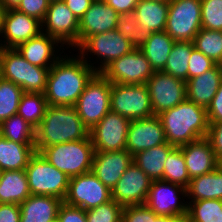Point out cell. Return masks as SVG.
I'll return each mask as SVG.
<instances>
[{"mask_svg": "<svg viewBox=\"0 0 222 222\" xmlns=\"http://www.w3.org/2000/svg\"><path fill=\"white\" fill-rule=\"evenodd\" d=\"M175 41L166 31L151 32L146 43L139 48L154 71H162Z\"/></svg>", "mask_w": 222, "mask_h": 222, "instance_id": "obj_31", "label": "cell"}, {"mask_svg": "<svg viewBox=\"0 0 222 222\" xmlns=\"http://www.w3.org/2000/svg\"><path fill=\"white\" fill-rule=\"evenodd\" d=\"M94 152L89 135L83 140L45 147L39 153L50 164L72 178L91 171Z\"/></svg>", "mask_w": 222, "mask_h": 222, "instance_id": "obj_5", "label": "cell"}, {"mask_svg": "<svg viewBox=\"0 0 222 222\" xmlns=\"http://www.w3.org/2000/svg\"><path fill=\"white\" fill-rule=\"evenodd\" d=\"M47 107L48 103L43 93L24 92L17 114L36 129L43 120Z\"/></svg>", "mask_w": 222, "mask_h": 222, "instance_id": "obj_33", "label": "cell"}, {"mask_svg": "<svg viewBox=\"0 0 222 222\" xmlns=\"http://www.w3.org/2000/svg\"><path fill=\"white\" fill-rule=\"evenodd\" d=\"M50 68L29 63L16 48H0V77L20 86L24 92H45Z\"/></svg>", "mask_w": 222, "mask_h": 222, "instance_id": "obj_4", "label": "cell"}, {"mask_svg": "<svg viewBox=\"0 0 222 222\" xmlns=\"http://www.w3.org/2000/svg\"><path fill=\"white\" fill-rule=\"evenodd\" d=\"M179 194L186 197V188L164 180H154L151 182L145 205L158 216L186 215L188 202L180 201Z\"/></svg>", "mask_w": 222, "mask_h": 222, "instance_id": "obj_16", "label": "cell"}, {"mask_svg": "<svg viewBox=\"0 0 222 222\" xmlns=\"http://www.w3.org/2000/svg\"><path fill=\"white\" fill-rule=\"evenodd\" d=\"M111 83L146 84L154 70L140 49L113 60L100 72Z\"/></svg>", "mask_w": 222, "mask_h": 222, "instance_id": "obj_10", "label": "cell"}, {"mask_svg": "<svg viewBox=\"0 0 222 222\" xmlns=\"http://www.w3.org/2000/svg\"><path fill=\"white\" fill-rule=\"evenodd\" d=\"M166 142L163 125L158 115L131 120L128 128L126 150L132 156Z\"/></svg>", "mask_w": 222, "mask_h": 222, "instance_id": "obj_19", "label": "cell"}, {"mask_svg": "<svg viewBox=\"0 0 222 222\" xmlns=\"http://www.w3.org/2000/svg\"><path fill=\"white\" fill-rule=\"evenodd\" d=\"M35 153V144H21L0 135V168L3 171L25 170Z\"/></svg>", "mask_w": 222, "mask_h": 222, "instance_id": "obj_28", "label": "cell"}, {"mask_svg": "<svg viewBox=\"0 0 222 222\" xmlns=\"http://www.w3.org/2000/svg\"><path fill=\"white\" fill-rule=\"evenodd\" d=\"M146 85L154 115H159L186 99V81L163 71H154Z\"/></svg>", "mask_w": 222, "mask_h": 222, "instance_id": "obj_14", "label": "cell"}, {"mask_svg": "<svg viewBox=\"0 0 222 222\" xmlns=\"http://www.w3.org/2000/svg\"><path fill=\"white\" fill-rule=\"evenodd\" d=\"M3 13H4V10H3L2 6L0 5V35H1V31H2V17H3Z\"/></svg>", "mask_w": 222, "mask_h": 222, "instance_id": "obj_53", "label": "cell"}, {"mask_svg": "<svg viewBox=\"0 0 222 222\" xmlns=\"http://www.w3.org/2000/svg\"><path fill=\"white\" fill-rule=\"evenodd\" d=\"M42 32V22L37 18L28 16L16 9L4 10L2 17L1 36L5 38L0 42V48H17L30 38Z\"/></svg>", "mask_w": 222, "mask_h": 222, "instance_id": "obj_18", "label": "cell"}, {"mask_svg": "<svg viewBox=\"0 0 222 222\" xmlns=\"http://www.w3.org/2000/svg\"><path fill=\"white\" fill-rule=\"evenodd\" d=\"M222 81L221 65L186 81V98L207 109Z\"/></svg>", "mask_w": 222, "mask_h": 222, "instance_id": "obj_24", "label": "cell"}, {"mask_svg": "<svg viewBox=\"0 0 222 222\" xmlns=\"http://www.w3.org/2000/svg\"><path fill=\"white\" fill-rule=\"evenodd\" d=\"M23 93L20 86L0 77V124L17 114Z\"/></svg>", "mask_w": 222, "mask_h": 222, "instance_id": "obj_39", "label": "cell"}, {"mask_svg": "<svg viewBox=\"0 0 222 222\" xmlns=\"http://www.w3.org/2000/svg\"><path fill=\"white\" fill-rule=\"evenodd\" d=\"M35 130L18 114L12 115L0 124L2 137L21 144H35Z\"/></svg>", "mask_w": 222, "mask_h": 222, "instance_id": "obj_34", "label": "cell"}, {"mask_svg": "<svg viewBox=\"0 0 222 222\" xmlns=\"http://www.w3.org/2000/svg\"><path fill=\"white\" fill-rule=\"evenodd\" d=\"M206 110L208 122H222V81Z\"/></svg>", "mask_w": 222, "mask_h": 222, "instance_id": "obj_47", "label": "cell"}, {"mask_svg": "<svg viewBox=\"0 0 222 222\" xmlns=\"http://www.w3.org/2000/svg\"><path fill=\"white\" fill-rule=\"evenodd\" d=\"M115 30L129 40L136 49L141 48L151 34L149 30L138 24L134 11L119 14Z\"/></svg>", "mask_w": 222, "mask_h": 222, "instance_id": "obj_35", "label": "cell"}, {"mask_svg": "<svg viewBox=\"0 0 222 222\" xmlns=\"http://www.w3.org/2000/svg\"><path fill=\"white\" fill-rule=\"evenodd\" d=\"M2 172H3V170L0 168V178H1Z\"/></svg>", "mask_w": 222, "mask_h": 222, "instance_id": "obj_55", "label": "cell"}, {"mask_svg": "<svg viewBox=\"0 0 222 222\" xmlns=\"http://www.w3.org/2000/svg\"><path fill=\"white\" fill-rule=\"evenodd\" d=\"M58 43L60 42L57 39L41 32L38 36L20 44L16 49L29 63L51 68L61 58L55 55L57 51L54 49L59 46Z\"/></svg>", "mask_w": 222, "mask_h": 222, "instance_id": "obj_23", "label": "cell"}, {"mask_svg": "<svg viewBox=\"0 0 222 222\" xmlns=\"http://www.w3.org/2000/svg\"><path fill=\"white\" fill-rule=\"evenodd\" d=\"M109 6H111L117 13L132 12L139 0H104Z\"/></svg>", "mask_w": 222, "mask_h": 222, "instance_id": "obj_50", "label": "cell"}, {"mask_svg": "<svg viewBox=\"0 0 222 222\" xmlns=\"http://www.w3.org/2000/svg\"><path fill=\"white\" fill-rule=\"evenodd\" d=\"M118 15L104 0H95L79 20L78 46L89 36L114 30Z\"/></svg>", "mask_w": 222, "mask_h": 222, "instance_id": "obj_21", "label": "cell"}, {"mask_svg": "<svg viewBox=\"0 0 222 222\" xmlns=\"http://www.w3.org/2000/svg\"><path fill=\"white\" fill-rule=\"evenodd\" d=\"M157 217L145 204L133 205L123 208L122 222H153Z\"/></svg>", "mask_w": 222, "mask_h": 222, "instance_id": "obj_43", "label": "cell"}, {"mask_svg": "<svg viewBox=\"0 0 222 222\" xmlns=\"http://www.w3.org/2000/svg\"><path fill=\"white\" fill-rule=\"evenodd\" d=\"M123 206L115 200L86 211L87 222H122Z\"/></svg>", "mask_w": 222, "mask_h": 222, "instance_id": "obj_40", "label": "cell"}, {"mask_svg": "<svg viewBox=\"0 0 222 222\" xmlns=\"http://www.w3.org/2000/svg\"><path fill=\"white\" fill-rule=\"evenodd\" d=\"M63 57L50 68L44 95L48 105L75 106L97 71L87 58Z\"/></svg>", "mask_w": 222, "mask_h": 222, "instance_id": "obj_1", "label": "cell"}, {"mask_svg": "<svg viewBox=\"0 0 222 222\" xmlns=\"http://www.w3.org/2000/svg\"><path fill=\"white\" fill-rule=\"evenodd\" d=\"M180 149L190 179L213 172L220 165L206 137L181 146Z\"/></svg>", "mask_w": 222, "mask_h": 222, "instance_id": "obj_22", "label": "cell"}, {"mask_svg": "<svg viewBox=\"0 0 222 222\" xmlns=\"http://www.w3.org/2000/svg\"><path fill=\"white\" fill-rule=\"evenodd\" d=\"M111 200V190L90 171L70 178L64 202L87 211Z\"/></svg>", "mask_w": 222, "mask_h": 222, "instance_id": "obj_12", "label": "cell"}, {"mask_svg": "<svg viewBox=\"0 0 222 222\" xmlns=\"http://www.w3.org/2000/svg\"><path fill=\"white\" fill-rule=\"evenodd\" d=\"M169 3L139 0L134 14L138 24L150 32L165 31Z\"/></svg>", "mask_w": 222, "mask_h": 222, "instance_id": "obj_30", "label": "cell"}, {"mask_svg": "<svg viewBox=\"0 0 222 222\" xmlns=\"http://www.w3.org/2000/svg\"><path fill=\"white\" fill-rule=\"evenodd\" d=\"M215 65V62L194 47L189 60L188 79L202 75Z\"/></svg>", "mask_w": 222, "mask_h": 222, "instance_id": "obj_42", "label": "cell"}, {"mask_svg": "<svg viewBox=\"0 0 222 222\" xmlns=\"http://www.w3.org/2000/svg\"><path fill=\"white\" fill-rule=\"evenodd\" d=\"M153 222H189V218L187 214L179 216H158Z\"/></svg>", "mask_w": 222, "mask_h": 222, "instance_id": "obj_51", "label": "cell"}, {"mask_svg": "<svg viewBox=\"0 0 222 222\" xmlns=\"http://www.w3.org/2000/svg\"><path fill=\"white\" fill-rule=\"evenodd\" d=\"M151 182L133 162L111 190V197L123 207L145 204Z\"/></svg>", "mask_w": 222, "mask_h": 222, "instance_id": "obj_17", "label": "cell"}, {"mask_svg": "<svg viewBox=\"0 0 222 222\" xmlns=\"http://www.w3.org/2000/svg\"><path fill=\"white\" fill-rule=\"evenodd\" d=\"M75 17L80 20L95 0H63Z\"/></svg>", "mask_w": 222, "mask_h": 222, "instance_id": "obj_49", "label": "cell"}, {"mask_svg": "<svg viewBox=\"0 0 222 222\" xmlns=\"http://www.w3.org/2000/svg\"><path fill=\"white\" fill-rule=\"evenodd\" d=\"M193 48V41H175L162 71L173 77L187 81L189 60Z\"/></svg>", "mask_w": 222, "mask_h": 222, "instance_id": "obj_32", "label": "cell"}, {"mask_svg": "<svg viewBox=\"0 0 222 222\" xmlns=\"http://www.w3.org/2000/svg\"><path fill=\"white\" fill-rule=\"evenodd\" d=\"M163 180L186 188L190 182L184 156L180 147H174L164 165Z\"/></svg>", "mask_w": 222, "mask_h": 222, "instance_id": "obj_37", "label": "cell"}, {"mask_svg": "<svg viewBox=\"0 0 222 222\" xmlns=\"http://www.w3.org/2000/svg\"><path fill=\"white\" fill-rule=\"evenodd\" d=\"M31 195L54 196L64 201L70 178L40 153H35L25 168Z\"/></svg>", "mask_w": 222, "mask_h": 222, "instance_id": "obj_6", "label": "cell"}, {"mask_svg": "<svg viewBox=\"0 0 222 222\" xmlns=\"http://www.w3.org/2000/svg\"><path fill=\"white\" fill-rule=\"evenodd\" d=\"M189 222H222V200L205 199L188 203Z\"/></svg>", "mask_w": 222, "mask_h": 222, "instance_id": "obj_36", "label": "cell"}, {"mask_svg": "<svg viewBox=\"0 0 222 222\" xmlns=\"http://www.w3.org/2000/svg\"><path fill=\"white\" fill-rule=\"evenodd\" d=\"M203 29L222 31V0H201Z\"/></svg>", "mask_w": 222, "mask_h": 222, "instance_id": "obj_41", "label": "cell"}, {"mask_svg": "<svg viewBox=\"0 0 222 222\" xmlns=\"http://www.w3.org/2000/svg\"><path fill=\"white\" fill-rule=\"evenodd\" d=\"M31 195L25 170L3 171L0 178V203L21 204Z\"/></svg>", "mask_w": 222, "mask_h": 222, "instance_id": "obj_27", "label": "cell"}, {"mask_svg": "<svg viewBox=\"0 0 222 222\" xmlns=\"http://www.w3.org/2000/svg\"><path fill=\"white\" fill-rule=\"evenodd\" d=\"M110 109L130 120L154 115L146 84L112 83Z\"/></svg>", "mask_w": 222, "mask_h": 222, "instance_id": "obj_8", "label": "cell"}, {"mask_svg": "<svg viewBox=\"0 0 222 222\" xmlns=\"http://www.w3.org/2000/svg\"><path fill=\"white\" fill-rule=\"evenodd\" d=\"M49 3V0H21L15 9L42 22L48 10Z\"/></svg>", "mask_w": 222, "mask_h": 222, "instance_id": "obj_44", "label": "cell"}, {"mask_svg": "<svg viewBox=\"0 0 222 222\" xmlns=\"http://www.w3.org/2000/svg\"><path fill=\"white\" fill-rule=\"evenodd\" d=\"M132 163L133 156L126 149L94 152L91 172L112 190Z\"/></svg>", "mask_w": 222, "mask_h": 222, "instance_id": "obj_20", "label": "cell"}, {"mask_svg": "<svg viewBox=\"0 0 222 222\" xmlns=\"http://www.w3.org/2000/svg\"><path fill=\"white\" fill-rule=\"evenodd\" d=\"M206 138L211 144L217 161L222 164V122H209Z\"/></svg>", "mask_w": 222, "mask_h": 222, "instance_id": "obj_45", "label": "cell"}, {"mask_svg": "<svg viewBox=\"0 0 222 222\" xmlns=\"http://www.w3.org/2000/svg\"><path fill=\"white\" fill-rule=\"evenodd\" d=\"M89 132L75 106L48 105L43 120L35 130V150L39 153L55 144L83 140Z\"/></svg>", "mask_w": 222, "mask_h": 222, "instance_id": "obj_3", "label": "cell"}, {"mask_svg": "<svg viewBox=\"0 0 222 222\" xmlns=\"http://www.w3.org/2000/svg\"><path fill=\"white\" fill-rule=\"evenodd\" d=\"M160 118L166 141L174 147L207 137V110L187 98L171 109L161 112Z\"/></svg>", "mask_w": 222, "mask_h": 222, "instance_id": "obj_2", "label": "cell"}, {"mask_svg": "<svg viewBox=\"0 0 222 222\" xmlns=\"http://www.w3.org/2000/svg\"><path fill=\"white\" fill-rule=\"evenodd\" d=\"M201 0H171L165 31L174 41H193L202 28Z\"/></svg>", "mask_w": 222, "mask_h": 222, "instance_id": "obj_9", "label": "cell"}, {"mask_svg": "<svg viewBox=\"0 0 222 222\" xmlns=\"http://www.w3.org/2000/svg\"><path fill=\"white\" fill-rule=\"evenodd\" d=\"M174 148L165 144L143 150L133 155V162L152 180H163V171L169 152Z\"/></svg>", "mask_w": 222, "mask_h": 222, "instance_id": "obj_29", "label": "cell"}, {"mask_svg": "<svg viewBox=\"0 0 222 222\" xmlns=\"http://www.w3.org/2000/svg\"><path fill=\"white\" fill-rule=\"evenodd\" d=\"M62 203L54 196L30 195L20 204V222H57Z\"/></svg>", "mask_w": 222, "mask_h": 222, "instance_id": "obj_25", "label": "cell"}, {"mask_svg": "<svg viewBox=\"0 0 222 222\" xmlns=\"http://www.w3.org/2000/svg\"><path fill=\"white\" fill-rule=\"evenodd\" d=\"M57 222H87L86 211L63 201L58 211Z\"/></svg>", "mask_w": 222, "mask_h": 222, "instance_id": "obj_46", "label": "cell"}, {"mask_svg": "<svg viewBox=\"0 0 222 222\" xmlns=\"http://www.w3.org/2000/svg\"><path fill=\"white\" fill-rule=\"evenodd\" d=\"M20 205L0 203V222H20Z\"/></svg>", "mask_w": 222, "mask_h": 222, "instance_id": "obj_48", "label": "cell"}, {"mask_svg": "<svg viewBox=\"0 0 222 222\" xmlns=\"http://www.w3.org/2000/svg\"><path fill=\"white\" fill-rule=\"evenodd\" d=\"M131 120L109 111L89 132L95 152H112L126 149Z\"/></svg>", "mask_w": 222, "mask_h": 222, "instance_id": "obj_15", "label": "cell"}, {"mask_svg": "<svg viewBox=\"0 0 222 222\" xmlns=\"http://www.w3.org/2000/svg\"><path fill=\"white\" fill-rule=\"evenodd\" d=\"M42 32L57 39L60 44L62 43L61 47L65 44L74 46L76 49L78 47L79 20L63 0L49 3L42 21Z\"/></svg>", "mask_w": 222, "mask_h": 222, "instance_id": "obj_13", "label": "cell"}, {"mask_svg": "<svg viewBox=\"0 0 222 222\" xmlns=\"http://www.w3.org/2000/svg\"><path fill=\"white\" fill-rule=\"evenodd\" d=\"M150 1L169 3L171 0H150Z\"/></svg>", "mask_w": 222, "mask_h": 222, "instance_id": "obj_54", "label": "cell"}, {"mask_svg": "<svg viewBox=\"0 0 222 222\" xmlns=\"http://www.w3.org/2000/svg\"><path fill=\"white\" fill-rule=\"evenodd\" d=\"M194 47L216 64L222 63V31L203 29L193 40Z\"/></svg>", "mask_w": 222, "mask_h": 222, "instance_id": "obj_38", "label": "cell"}, {"mask_svg": "<svg viewBox=\"0 0 222 222\" xmlns=\"http://www.w3.org/2000/svg\"><path fill=\"white\" fill-rule=\"evenodd\" d=\"M77 48L80 50L79 56L82 59H84L86 55L88 56V52H90V54L93 53L101 59L100 66H95L97 72H101L113 60L135 49L130 41L115 29L89 36Z\"/></svg>", "mask_w": 222, "mask_h": 222, "instance_id": "obj_11", "label": "cell"}, {"mask_svg": "<svg viewBox=\"0 0 222 222\" xmlns=\"http://www.w3.org/2000/svg\"><path fill=\"white\" fill-rule=\"evenodd\" d=\"M186 197L191 199L189 202L205 199L222 200V164L213 172L192 178L186 187Z\"/></svg>", "mask_w": 222, "mask_h": 222, "instance_id": "obj_26", "label": "cell"}, {"mask_svg": "<svg viewBox=\"0 0 222 222\" xmlns=\"http://www.w3.org/2000/svg\"><path fill=\"white\" fill-rule=\"evenodd\" d=\"M112 83L97 72L86 85L75 107L84 126L90 131L111 110Z\"/></svg>", "mask_w": 222, "mask_h": 222, "instance_id": "obj_7", "label": "cell"}, {"mask_svg": "<svg viewBox=\"0 0 222 222\" xmlns=\"http://www.w3.org/2000/svg\"><path fill=\"white\" fill-rule=\"evenodd\" d=\"M21 0H0V5L2 6L3 10L7 9H15Z\"/></svg>", "mask_w": 222, "mask_h": 222, "instance_id": "obj_52", "label": "cell"}]
</instances>
